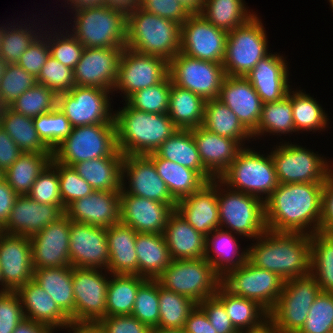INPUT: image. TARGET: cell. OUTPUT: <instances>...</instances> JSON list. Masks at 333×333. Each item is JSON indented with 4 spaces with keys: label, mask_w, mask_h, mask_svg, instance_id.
<instances>
[{
    "label": "cell",
    "mask_w": 333,
    "mask_h": 333,
    "mask_svg": "<svg viewBox=\"0 0 333 333\" xmlns=\"http://www.w3.org/2000/svg\"><path fill=\"white\" fill-rule=\"evenodd\" d=\"M323 183L282 184L265 201L267 230L312 235L320 230Z\"/></svg>",
    "instance_id": "cell-1"
},
{
    "label": "cell",
    "mask_w": 333,
    "mask_h": 333,
    "mask_svg": "<svg viewBox=\"0 0 333 333\" xmlns=\"http://www.w3.org/2000/svg\"><path fill=\"white\" fill-rule=\"evenodd\" d=\"M310 239L308 234L267 230L247 246L248 261L284 281L310 275Z\"/></svg>",
    "instance_id": "cell-2"
},
{
    "label": "cell",
    "mask_w": 333,
    "mask_h": 333,
    "mask_svg": "<svg viewBox=\"0 0 333 333\" xmlns=\"http://www.w3.org/2000/svg\"><path fill=\"white\" fill-rule=\"evenodd\" d=\"M124 104L114 116L117 147L124 156L153 153L178 130L167 113H147Z\"/></svg>",
    "instance_id": "cell-3"
},
{
    "label": "cell",
    "mask_w": 333,
    "mask_h": 333,
    "mask_svg": "<svg viewBox=\"0 0 333 333\" xmlns=\"http://www.w3.org/2000/svg\"><path fill=\"white\" fill-rule=\"evenodd\" d=\"M181 24L146 12L141 7L127 15L126 47L167 62L180 52Z\"/></svg>",
    "instance_id": "cell-4"
},
{
    "label": "cell",
    "mask_w": 333,
    "mask_h": 333,
    "mask_svg": "<svg viewBox=\"0 0 333 333\" xmlns=\"http://www.w3.org/2000/svg\"><path fill=\"white\" fill-rule=\"evenodd\" d=\"M244 147L219 176L226 187L260 198L264 202L279 185L271 154Z\"/></svg>",
    "instance_id": "cell-5"
},
{
    "label": "cell",
    "mask_w": 333,
    "mask_h": 333,
    "mask_svg": "<svg viewBox=\"0 0 333 333\" xmlns=\"http://www.w3.org/2000/svg\"><path fill=\"white\" fill-rule=\"evenodd\" d=\"M68 31L89 48H126L127 15L104 7L85 8L72 12Z\"/></svg>",
    "instance_id": "cell-6"
},
{
    "label": "cell",
    "mask_w": 333,
    "mask_h": 333,
    "mask_svg": "<svg viewBox=\"0 0 333 333\" xmlns=\"http://www.w3.org/2000/svg\"><path fill=\"white\" fill-rule=\"evenodd\" d=\"M220 228L255 240L267 231L265 202L258 197L226 187L217 179Z\"/></svg>",
    "instance_id": "cell-7"
},
{
    "label": "cell",
    "mask_w": 333,
    "mask_h": 333,
    "mask_svg": "<svg viewBox=\"0 0 333 333\" xmlns=\"http://www.w3.org/2000/svg\"><path fill=\"white\" fill-rule=\"evenodd\" d=\"M118 151L115 124L72 127L71 133L53 150L52 159L72 167L78 162L111 157Z\"/></svg>",
    "instance_id": "cell-8"
},
{
    "label": "cell",
    "mask_w": 333,
    "mask_h": 333,
    "mask_svg": "<svg viewBox=\"0 0 333 333\" xmlns=\"http://www.w3.org/2000/svg\"><path fill=\"white\" fill-rule=\"evenodd\" d=\"M270 154L278 181L282 184L324 183L333 173L332 161L295 142L282 141L272 147Z\"/></svg>",
    "instance_id": "cell-9"
},
{
    "label": "cell",
    "mask_w": 333,
    "mask_h": 333,
    "mask_svg": "<svg viewBox=\"0 0 333 333\" xmlns=\"http://www.w3.org/2000/svg\"><path fill=\"white\" fill-rule=\"evenodd\" d=\"M164 288L190 298L196 304L215 296L222 277L205 258L172 260L156 279Z\"/></svg>",
    "instance_id": "cell-10"
},
{
    "label": "cell",
    "mask_w": 333,
    "mask_h": 333,
    "mask_svg": "<svg viewBox=\"0 0 333 333\" xmlns=\"http://www.w3.org/2000/svg\"><path fill=\"white\" fill-rule=\"evenodd\" d=\"M260 17L256 14L247 23L229 31L222 63L227 76H246L267 56L268 38Z\"/></svg>",
    "instance_id": "cell-11"
},
{
    "label": "cell",
    "mask_w": 333,
    "mask_h": 333,
    "mask_svg": "<svg viewBox=\"0 0 333 333\" xmlns=\"http://www.w3.org/2000/svg\"><path fill=\"white\" fill-rule=\"evenodd\" d=\"M320 291L311 274L285 281L276 305L269 312V321L281 333H298Z\"/></svg>",
    "instance_id": "cell-12"
},
{
    "label": "cell",
    "mask_w": 333,
    "mask_h": 333,
    "mask_svg": "<svg viewBox=\"0 0 333 333\" xmlns=\"http://www.w3.org/2000/svg\"><path fill=\"white\" fill-rule=\"evenodd\" d=\"M113 92L95 87L75 86L57 95V108L72 127L93 124H115V111L111 108Z\"/></svg>",
    "instance_id": "cell-13"
},
{
    "label": "cell",
    "mask_w": 333,
    "mask_h": 333,
    "mask_svg": "<svg viewBox=\"0 0 333 333\" xmlns=\"http://www.w3.org/2000/svg\"><path fill=\"white\" fill-rule=\"evenodd\" d=\"M284 282L277 274L247 261L228 271L222 277L221 285L231 294L254 300L270 312L282 293Z\"/></svg>",
    "instance_id": "cell-14"
},
{
    "label": "cell",
    "mask_w": 333,
    "mask_h": 333,
    "mask_svg": "<svg viewBox=\"0 0 333 333\" xmlns=\"http://www.w3.org/2000/svg\"><path fill=\"white\" fill-rule=\"evenodd\" d=\"M109 280L107 270L72 267L74 324L98 323L106 316Z\"/></svg>",
    "instance_id": "cell-15"
},
{
    "label": "cell",
    "mask_w": 333,
    "mask_h": 333,
    "mask_svg": "<svg viewBox=\"0 0 333 333\" xmlns=\"http://www.w3.org/2000/svg\"><path fill=\"white\" fill-rule=\"evenodd\" d=\"M225 76L222 63L191 58L181 52L169 61L171 82L205 101L218 99Z\"/></svg>",
    "instance_id": "cell-16"
},
{
    "label": "cell",
    "mask_w": 333,
    "mask_h": 333,
    "mask_svg": "<svg viewBox=\"0 0 333 333\" xmlns=\"http://www.w3.org/2000/svg\"><path fill=\"white\" fill-rule=\"evenodd\" d=\"M169 75V62L149 54L124 48L113 92L120 93L126 101L133 93L162 82ZM119 90V91H118Z\"/></svg>",
    "instance_id": "cell-17"
},
{
    "label": "cell",
    "mask_w": 333,
    "mask_h": 333,
    "mask_svg": "<svg viewBox=\"0 0 333 333\" xmlns=\"http://www.w3.org/2000/svg\"><path fill=\"white\" fill-rule=\"evenodd\" d=\"M227 34L201 14H191L181 25L180 52L191 58L223 63Z\"/></svg>",
    "instance_id": "cell-18"
},
{
    "label": "cell",
    "mask_w": 333,
    "mask_h": 333,
    "mask_svg": "<svg viewBox=\"0 0 333 333\" xmlns=\"http://www.w3.org/2000/svg\"><path fill=\"white\" fill-rule=\"evenodd\" d=\"M121 180V192L161 203L177 204L147 155H125Z\"/></svg>",
    "instance_id": "cell-19"
},
{
    "label": "cell",
    "mask_w": 333,
    "mask_h": 333,
    "mask_svg": "<svg viewBox=\"0 0 333 333\" xmlns=\"http://www.w3.org/2000/svg\"><path fill=\"white\" fill-rule=\"evenodd\" d=\"M70 227L71 220L63 214L30 237L33 269L71 266Z\"/></svg>",
    "instance_id": "cell-20"
},
{
    "label": "cell",
    "mask_w": 333,
    "mask_h": 333,
    "mask_svg": "<svg viewBox=\"0 0 333 333\" xmlns=\"http://www.w3.org/2000/svg\"><path fill=\"white\" fill-rule=\"evenodd\" d=\"M123 50L85 47L73 70L75 86L102 88L113 92Z\"/></svg>",
    "instance_id": "cell-21"
},
{
    "label": "cell",
    "mask_w": 333,
    "mask_h": 333,
    "mask_svg": "<svg viewBox=\"0 0 333 333\" xmlns=\"http://www.w3.org/2000/svg\"><path fill=\"white\" fill-rule=\"evenodd\" d=\"M69 255L72 267L108 270L106 228L71 221Z\"/></svg>",
    "instance_id": "cell-22"
},
{
    "label": "cell",
    "mask_w": 333,
    "mask_h": 333,
    "mask_svg": "<svg viewBox=\"0 0 333 333\" xmlns=\"http://www.w3.org/2000/svg\"><path fill=\"white\" fill-rule=\"evenodd\" d=\"M0 267L3 293L15 292L33 279L30 237L0 232Z\"/></svg>",
    "instance_id": "cell-23"
},
{
    "label": "cell",
    "mask_w": 333,
    "mask_h": 333,
    "mask_svg": "<svg viewBox=\"0 0 333 333\" xmlns=\"http://www.w3.org/2000/svg\"><path fill=\"white\" fill-rule=\"evenodd\" d=\"M176 204H166L121 192L120 222L138 233L163 234Z\"/></svg>",
    "instance_id": "cell-24"
},
{
    "label": "cell",
    "mask_w": 333,
    "mask_h": 333,
    "mask_svg": "<svg viewBox=\"0 0 333 333\" xmlns=\"http://www.w3.org/2000/svg\"><path fill=\"white\" fill-rule=\"evenodd\" d=\"M64 212L55 205L38 203L28 195H18L1 232L9 235L31 237Z\"/></svg>",
    "instance_id": "cell-25"
},
{
    "label": "cell",
    "mask_w": 333,
    "mask_h": 333,
    "mask_svg": "<svg viewBox=\"0 0 333 333\" xmlns=\"http://www.w3.org/2000/svg\"><path fill=\"white\" fill-rule=\"evenodd\" d=\"M120 191H93L70 203L64 214L71 220L108 228L120 222Z\"/></svg>",
    "instance_id": "cell-26"
},
{
    "label": "cell",
    "mask_w": 333,
    "mask_h": 333,
    "mask_svg": "<svg viewBox=\"0 0 333 333\" xmlns=\"http://www.w3.org/2000/svg\"><path fill=\"white\" fill-rule=\"evenodd\" d=\"M288 68L286 57L277 52L269 53L245 77L263 104L277 102L285 98L292 87Z\"/></svg>",
    "instance_id": "cell-27"
},
{
    "label": "cell",
    "mask_w": 333,
    "mask_h": 333,
    "mask_svg": "<svg viewBox=\"0 0 333 333\" xmlns=\"http://www.w3.org/2000/svg\"><path fill=\"white\" fill-rule=\"evenodd\" d=\"M175 210L197 232L207 236L219 226L217 179L177 202Z\"/></svg>",
    "instance_id": "cell-28"
},
{
    "label": "cell",
    "mask_w": 333,
    "mask_h": 333,
    "mask_svg": "<svg viewBox=\"0 0 333 333\" xmlns=\"http://www.w3.org/2000/svg\"><path fill=\"white\" fill-rule=\"evenodd\" d=\"M229 107L242 125L252 133L258 126L262 101L245 76H225L218 96Z\"/></svg>",
    "instance_id": "cell-29"
},
{
    "label": "cell",
    "mask_w": 333,
    "mask_h": 333,
    "mask_svg": "<svg viewBox=\"0 0 333 333\" xmlns=\"http://www.w3.org/2000/svg\"><path fill=\"white\" fill-rule=\"evenodd\" d=\"M15 293L20 299L25 318L45 324L57 331L72 326L70 318L33 279L19 287Z\"/></svg>",
    "instance_id": "cell-30"
},
{
    "label": "cell",
    "mask_w": 333,
    "mask_h": 333,
    "mask_svg": "<svg viewBox=\"0 0 333 333\" xmlns=\"http://www.w3.org/2000/svg\"><path fill=\"white\" fill-rule=\"evenodd\" d=\"M204 168L215 178L228 168L244 148L238 141L209 132L203 126L192 129Z\"/></svg>",
    "instance_id": "cell-31"
},
{
    "label": "cell",
    "mask_w": 333,
    "mask_h": 333,
    "mask_svg": "<svg viewBox=\"0 0 333 333\" xmlns=\"http://www.w3.org/2000/svg\"><path fill=\"white\" fill-rule=\"evenodd\" d=\"M239 236L222 228H217L206 236L204 258L221 277L248 261V248H240L238 238L243 237Z\"/></svg>",
    "instance_id": "cell-32"
},
{
    "label": "cell",
    "mask_w": 333,
    "mask_h": 333,
    "mask_svg": "<svg viewBox=\"0 0 333 333\" xmlns=\"http://www.w3.org/2000/svg\"><path fill=\"white\" fill-rule=\"evenodd\" d=\"M163 234L172 260L204 258L206 236L197 232L176 210Z\"/></svg>",
    "instance_id": "cell-33"
},
{
    "label": "cell",
    "mask_w": 333,
    "mask_h": 333,
    "mask_svg": "<svg viewBox=\"0 0 333 333\" xmlns=\"http://www.w3.org/2000/svg\"><path fill=\"white\" fill-rule=\"evenodd\" d=\"M137 233L121 222L106 228L109 251L107 271L110 274L138 275V258L135 249Z\"/></svg>",
    "instance_id": "cell-34"
},
{
    "label": "cell",
    "mask_w": 333,
    "mask_h": 333,
    "mask_svg": "<svg viewBox=\"0 0 333 333\" xmlns=\"http://www.w3.org/2000/svg\"><path fill=\"white\" fill-rule=\"evenodd\" d=\"M124 155L118 150L111 157H101L72 166L96 191H120Z\"/></svg>",
    "instance_id": "cell-35"
},
{
    "label": "cell",
    "mask_w": 333,
    "mask_h": 333,
    "mask_svg": "<svg viewBox=\"0 0 333 333\" xmlns=\"http://www.w3.org/2000/svg\"><path fill=\"white\" fill-rule=\"evenodd\" d=\"M138 258V276L156 280L172 258L164 234L137 233L135 245Z\"/></svg>",
    "instance_id": "cell-36"
},
{
    "label": "cell",
    "mask_w": 333,
    "mask_h": 333,
    "mask_svg": "<svg viewBox=\"0 0 333 333\" xmlns=\"http://www.w3.org/2000/svg\"><path fill=\"white\" fill-rule=\"evenodd\" d=\"M33 280L52 297L74 325L72 266L34 269Z\"/></svg>",
    "instance_id": "cell-37"
},
{
    "label": "cell",
    "mask_w": 333,
    "mask_h": 333,
    "mask_svg": "<svg viewBox=\"0 0 333 333\" xmlns=\"http://www.w3.org/2000/svg\"><path fill=\"white\" fill-rule=\"evenodd\" d=\"M155 153L163 159L170 160L186 168L197 171L207 182L215 179L203 166L192 129H178Z\"/></svg>",
    "instance_id": "cell-38"
},
{
    "label": "cell",
    "mask_w": 333,
    "mask_h": 333,
    "mask_svg": "<svg viewBox=\"0 0 333 333\" xmlns=\"http://www.w3.org/2000/svg\"><path fill=\"white\" fill-rule=\"evenodd\" d=\"M147 156L153 161L158 175L164 180L171 196L177 202L190 196L207 182L197 171L160 158L155 152Z\"/></svg>",
    "instance_id": "cell-39"
},
{
    "label": "cell",
    "mask_w": 333,
    "mask_h": 333,
    "mask_svg": "<svg viewBox=\"0 0 333 333\" xmlns=\"http://www.w3.org/2000/svg\"><path fill=\"white\" fill-rule=\"evenodd\" d=\"M215 296L224 304L227 315L237 331H250L269 320V312L254 300L231 294L222 285Z\"/></svg>",
    "instance_id": "cell-40"
},
{
    "label": "cell",
    "mask_w": 333,
    "mask_h": 333,
    "mask_svg": "<svg viewBox=\"0 0 333 333\" xmlns=\"http://www.w3.org/2000/svg\"><path fill=\"white\" fill-rule=\"evenodd\" d=\"M202 126L209 132L238 141L247 147L252 134L242 125L237 115L218 99L207 100Z\"/></svg>",
    "instance_id": "cell-41"
},
{
    "label": "cell",
    "mask_w": 333,
    "mask_h": 333,
    "mask_svg": "<svg viewBox=\"0 0 333 333\" xmlns=\"http://www.w3.org/2000/svg\"><path fill=\"white\" fill-rule=\"evenodd\" d=\"M206 101L171 82L168 115L178 129H193L202 126Z\"/></svg>",
    "instance_id": "cell-42"
},
{
    "label": "cell",
    "mask_w": 333,
    "mask_h": 333,
    "mask_svg": "<svg viewBox=\"0 0 333 333\" xmlns=\"http://www.w3.org/2000/svg\"><path fill=\"white\" fill-rule=\"evenodd\" d=\"M51 159L52 153L23 152L2 177L18 195H27L37 177L51 163Z\"/></svg>",
    "instance_id": "cell-43"
},
{
    "label": "cell",
    "mask_w": 333,
    "mask_h": 333,
    "mask_svg": "<svg viewBox=\"0 0 333 333\" xmlns=\"http://www.w3.org/2000/svg\"><path fill=\"white\" fill-rule=\"evenodd\" d=\"M292 89L294 88L290 89L287 96L292 102L295 134L305 131L316 133V131L321 132L329 128L328 114L325 113L321 104L315 100L316 98L311 97L308 93L306 94L303 89Z\"/></svg>",
    "instance_id": "cell-44"
},
{
    "label": "cell",
    "mask_w": 333,
    "mask_h": 333,
    "mask_svg": "<svg viewBox=\"0 0 333 333\" xmlns=\"http://www.w3.org/2000/svg\"><path fill=\"white\" fill-rule=\"evenodd\" d=\"M0 126L25 153H52L41 141L35 129L33 118L19 114L5 107L0 115Z\"/></svg>",
    "instance_id": "cell-45"
},
{
    "label": "cell",
    "mask_w": 333,
    "mask_h": 333,
    "mask_svg": "<svg viewBox=\"0 0 333 333\" xmlns=\"http://www.w3.org/2000/svg\"><path fill=\"white\" fill-rule=\"evenodd\" d=\"M146 280L136 274H110L106 316L131 315L137 291Z\"/></svg>",
    "instance_id": "cell-46"
},
{
    "label": "cell",
    "mask_w": 333,
    "mask_h": 333,
    "mask_svg": "<svg viewBox=\"0 0 333 333\" xmlns=\"http://www.w3.org/2000/svg\"><path fill=\"white\" fill-rule=\"evenodd\" d=\"M248 8L245 0H205L200 14L215 27L229 32L257 14Z\"/></svg>",
    "instance_id": "cell-47"
},
{
    "label": "cell",
    "mask_w": 333,
    "mask_h": 333,
    "mask_svg": "<svg viewBox=\"0 0 333 333\" xmlns=\"http://www.w3.org/2000/svg\"><path fill=\"white\" fill-rule=\"evenodd\" d=\"M287 136L295 133L291 99L286 96L280 101L264 103L257 128L251 133L253 140L262 136ZM265 134V135H264Z\"/></svg>",
    "instance_id": "cell-48"
},
{
    "label": "cell",
    "mask_w": 333,
    "mask_h": 333,
    "mask_svg": "<svg viewBox=\"0 0 333 333\" xmlns=\"http://www.w3.org/2000/svg\"><path fill=\"white\" fill-rule=\"evenodd\" d=\"M311 275L320 290L333 292V234L316 232L311 235Z\"/></svg>",
    "instance_id": "cell-49"
},
{
    "label": "cell",
    "mask_w": 333,
    "mask_h": 333,
    "mask_svg": "<svg viewBox=\"0 0 333 333\" xmlns=\"http://www.w3.org/2000/svg\"><path fill=\"white\" fill-rule=\"evenodd\" d=\"M35 20L37 21L38 19H34V22L30 21L32 23L29 22L28 25L27 23H25L26 21H19L16 23L14 20L13 22H11V24L9 23L6 25V28L2 35L0 57L7 64L17 63L23 53L29 48L33 41L42 33L43 29H45L48 25L47 23L42 24V26H44L41 29V25H36Z\"/></svg>",
    "instance_id": "cell-50"
},
{
    "label": "cell",
    "mask_w": 333,
    "mask_h": 333,
    "mask_svg": "<svg viewBox=\"0 0 333 333\" xmlns=\"http://www.w3.org/2000/svg\"><path fill=\"white\" fill-rule=\"evenodd\" d=\"M159 328H184L189 313L197 305L190 298L161 286L158 282Z\"/></svg>",
    "instance_id": "cell-51"
},
{
    "label": "cell",
    "mask_w": 333,
    "mask_h": 333,
    "mask_svg": "<svg viewBox=\"0 0 333 333\" xmlns=\"http://www.w3.org/2000/svg\"><path fill=\"white\" fill-rule=\"evenodd\" d=\"M56 106L57 95L48 87L37 83L12 102L9 108L26 117L36 118L51 112Z\"/></svg>",
    "instance_id": "cell-52"
},
{
    "label": "cell",
    "mask_w": 333,
    "mask_h": 333,
    "mask_svg": "<svg viewBox=\"0 0 333 333\" xmlns=\"http://www.w3.org/2000/svg\"><path fill=\"white\" fill-rule=\"evenodd\" d=\"M54 26L57 25L54 24L52 28L48 26L47 29L50 56L74 70L85 47L67 30V27L64 29L60 26L59 29L58 26L55 28Z\"/></svg>",
    "instance_id": "cell-53"
},
{
    "label": "cell",
    "mask_w": 333,
    "mask_h": 333,
    "mask_svg": "<svg viewBox=\"0 0 333 333\" xmlns=\"http://www.w3.org/2000/svg\"><path fill=\"white\" fill-rule=\"evenodd\" d=\"M171 79L169 75L160 83L133 93L126 102L147 113H168Z\"/></svg>",
    "instance_id": "cell-54"
},
{
    "label": "cell",
    "mask_w": 333,
    "mask_h": 333,
    "mask_svg": "<svg viewBox=\"0 0 333 333\" xmlns=\"http://www.w3.org/2000/svg\"><path fill=\"white\" fill-rule=\"evenodd\" d=\"M35 129L41 141L52 151L72 130L64 113L55 107L51 112L33 118Z\"/></svg>",
    "instance_id": "cell-55"
},
{
    "label": "cell",
    "mask_w": 333,
    "mask_h": 333,
    "mask_svg": "<svg viewBox=\"0 0 333 333\" xmlns=\"http://www.w3.org/2000/svg\"><path fill=\"white\" fill-rule=\"evenodd\" d=\"M132 316L147 325L157 328L159 323L158 281L147 279L138 289Z\"/></svg>",
    "instance_id": "cell-56"
},
{
    "label": "cell",
    "mask_w": 333,
    "mask_h": 333,
    "mask_svg": "<svg viewBox=\"0 0 333 333\" xmlns=\"http://www.w3.org/2000/svg\"><path fill=\"white\" fill-rule=\"evenodd\" d=\"M333 329V292L316 296L309 309L305 324L298 333H329Z\"/></svg>",
    "instance_id": "cell-57"
},
{
    "label": "cell",
    "mask_w": 333,
    "mask_h": 333,
    "mask_svg": "<svg viewBox=\"0 0 333 333\" xmlns=\"http://www.w3.org/2000/svg\"><path fill=\"white\" fill-rule=\"evenodd\" d=\"M37 84L36 78L17 63L8 64L0 80V98L9 107L26 90Z\"/></svg>",
    "instance_id": "cell-58"
},
{
    "label": "cell",
    "mask_w": 333,
    "mask_h": 333,
    "mask_svg": "<svg viewBox=\"0 0 333 333\" xmlns=\"http://www.w3.org/2000/svg\"><path fill=\"white\" fill-rule=\"evenodd\" d=\"M50 164L58 171L60 195L64 208L95 191L84 178L78 175L74 168L62 165L53 159H51Z\"/></svg>",
    "instance_id": "cell-59"
},
{
    "label": "cell",
    "mask_w": 333,
    "mask_h": 333,
    "mask_svg": "<svg viewBox=\"0 0 333 333\" xmlns=\"http://www.w3.org/2000/svg\"><path fill=\"white\" fill-rule=\"evenodd\" d=\"M36 81L48 87L56 95L68 92L75 87L73 69L64 66L51 56L42 66Z\"/></svg>",
    "instance_id": "cell-60"
},
{
    "label": "cell",
    "mask_w": 333,
    "mask_h": 333,
    "mask_svg": "<svg viewBox=\"0 0 333 333\" xmlns=\"http://www.w3.org/2000/svg\"><path fill=\"white\" fill-rule=\"evenodd\" d=\"M27 195L38 203L55 205L65 211L60 195L58 171L51 164L37 177Z\"/></svg>",
    "instance_id": "cell-61"
},
{
    "label": "cell",
    "mask_w": 333,
    "mask_h": 333,
    "mask_svg": "<svg viewBox=\"0 0 333 333\" xmlns=\"http://www.w3.org/2000/svg\"><path fill=\"white\" fill-rule=\"evenodd\" d=\"M49 56L48 31L45 29L23 53L17 64L37 78Z\"/></svg>",
    "instance_id": "cell-62"
},
{
    "label": "cell",
    "mask_w": 333,
    "mask_h": 333,
    "mask_svg": "<svg viewBox=\"0 0 333 333\" xmlns=\"http://www.w3.org/2000/svg\"><path fill=\"white\" fill-rule=\"evenodd\" d=\"M25 318L20 299L15 292L0 294V333H13Z\"/></svg>",
    "instance_id": "cell-63"
},
{
    "label": "cell",
    "mask_w": 333,
    "mask_h": 333,
    "mask_svg": "<svg viewBox=\"0 0 333 333\" xmlns=\"http://www.w3.org/2000/svg\"><path fill=\"white\" fill-rule=\"evenodd\" d=\"M140 7L148 13L181 25L191 15L178 0H141Z\"/></svg>",
    "instance_id": "cell-64"
},
{
    "label": "cell",
    "mask_w": 333,
    "mask_h": 333,
    "mask_svg": "<svg viewBox=\"0 0 333 333\" xmlns=\"http://www.w3.org/2000/svg\"><path fill=\"white\" fill-rule=\"evenodd\" d=\"M207 315L217 333H236L226 313L224 304L216 297H208L197 304Z\"/></svg>",
    "instance_id": "cell-65"
},
{
    "label": "cell",
    "mask_w": 333,
    "mask_h": 333,
    "mask_svg": "<svg viewBox=\"0 0 333 333\" xmlns=\"http://www.w3.org/2000/svg\"><path fill=\"white\" fill-rule=\"evenodd\" d=\"M105 333H151V329L132 315L105 316L97 323Z\"/></svg>",
    "instance_id": "cell-66"
},
{
    "label": "cell",
    "mask_w": 333,
    "mask_h": 333,
    "mask_svg": "<svg viewBox=\"0 0 333 333\" xmlns=\"http://www.w3.org/2000/svg\"><path fill=\"white\" fill-rule=\"evenodd\" d=\"M320 232L333 234V173L323 183Z\"/></svg>",
    "instance_id": "cell-67"
},
{
    "label": "cell",
    "mask_w": 333,
    "mask_h": 333,
    "mask_svg": "<svg viewBox=\"0 0 333 333\" xmlns=\"http://www.w3.org/2000/svg\"><path fill=\"white\" fill-rule=\"evenodd\" d=\"M23 152L0 126V172L3 174Z\"/></svg>",
    "instance_id": "cell-68"
},
{
    "label": "cell",
    "mask_w": 333,
    "mask_h": 333,
    "mask_svg": "<svg viewBox=\"0 0 333 333\" xmlns=\"http://www.w3.org/2000/svg\"><path fill=\"white\" fill-rule=\"evenodd\" d=\"M184 330L186 333H217L205 312L198 305L189 313Z\"/></svg>",
    "instance_id": "cell-69"
},
{
    "label": "cell",
    "mask_w": 333,
    "mask_h": 333,
    "mask_svg": "<svg viewBox=\"0 0 333 333\" xmlns=\"http://www.w3.org/2000/svg\"><path fill=\"white\" fill-rule=\"evenodd\" d=\"M17 197L18 194L2 177L0 179V229L5 225Z\"/></svg>",
    "instance_id": "cell-70"
},
{
    "label": "cell",
    "mask_w": 333,
    "mask_h": 333,
    "mask_svg": "<svg viewBox=\"0 0 333 333\" xmlns=\"http://www.w3.org/2000/svg\"><path fill=\"white\" fill-rule=\"evenodd\" d=\"M13 333H53V330L45 324L24 318L16 326V329L13 331Z\"/></svg>",
    "instance_id": "cell-71"
},
{
    "label": "cell",
    "mask_w": 333,
    "mask_h": 333,
    "mask_svg": "<svg viewBox=\"0 0 333 333\" xmlns=\"http://www.w3.org/2000/svg\"><path fill=\"white\" fill-rule=\"evenodd\" d=\"M141 0H105V6L129 15L136 8L140 7Z\"/></svg>",
    "instance_id": "cell-72"
},
{
    "label": "cell",
    "mask_w": 333,
    "mask_h": 333,
    "mask_svg": "<svg viewBox=\"0 0 333 333\" xmlns=\"http://www.w3.org/2000/svg\"><path fill=\"white\" fill-rule=\"evenodd\" d=\"M65 2L64 7H69L67 9H72L71 11L67 10L69 13H72L77 10L85 8H94V7H104L105 0H63ZM68 4V6H66ZM70 4V5H69Z\"/></svg>",
    "instance_id": "cell-73"
},
{
    "label": "cell",
    "mask_w": 333,
    "mask_h": 333,
    "mask_svg": "<svg viewBox=\"0 0 333 333\" xmlns=\"http://www.w3.org/2000/svg\"><path fill=\"white\" fill-rule=\"evenodd\" d=\"M190 14H200L205 0H178Z\"/></svg>",
    "instance_id": "cell-74"
},
{
    "label": "cell",
    "mask_w": 333,
    "mask_h": 333,
    "mask_svg": "<svg viewBox=\"0 0 333 333\" xmlns=\"http://www.w3.org/2000/svg\"><path fill=\"white\" fill-rule=\"evenodd\" d=\"M248 333H281L269 320L261 327L250 330Z\"/></svg>",
    "instance_id": "cell-75"
},
{
    "label": "cell",
    "mask_w": 333,
    "mask_h": 333,
    "mask_svg": "<svg viewBox=\"0 0 333 333\" xmlns=\"http://www.w3.org/2000/svg\"><path fill=\"white\" fill-rule=\"evenodd\" d=\"M83 333H105L102 328L97 324H83Z\"/></svg>",
    "instance_id": "cell-76"
},
{
    "label": "cell",
    "mask_w": 333,
    "mask_h": 333,
    "mask_svg": "<svg viewBox=\"0 0 333 333\" xmlns=\"http://www.w3.org/2000/svg\"><path fill=\"white\" fill-rule=\"evenodd\" d=\"M151 333H186L184 328H153Z\"/></svg>",
    "instance_id": "cell-77"
},
{
    "label": "cell",
    "mask_w": 333,
    "mask_h": 333,
    "mask_svg": "<svg viewBox=\"0 0 333 333\" xmlns=\"http://www.w3.org/2000/svg\"><path fill=\"white\" fill-rule=\"evenodd\" d=\"M69 333H83V324H74L67 328ZM56 330H53V333Z\"/></svg>",
    "instance_id": "cell-78"
},
{
    "label": "cell",
    "mask_w": 333,
    "mask_h": 333,
    "mask_svg": "<svg viewBox=\"0 0 333 333\" xmlns=\"http://www.w3.org/2000/svg\"><path fill=\"white\" fill-rule=\"evenodd\" d=\"M7 63L0 57V80L3 77V74L5 73Z\"/></svg>",
    "instance_id": "cell-79"
},
{
    "label": "cell",
    "mask_w": 333,
    "mask_h": 333,
    "mask_svg": "<svg viewBox=\"0 0 333 333\" xmlns=\"http://www.w3.org/2000/svg\"><path fill=\"white\" fill-rule=\"evenodd\" d=\"M4 23L2 24V26L0 25V48H1V43H2V35L4 33V30L6 28V25H4Z\"/></svg>",
    "instance_id": "cell-80"
}]
</instances>
